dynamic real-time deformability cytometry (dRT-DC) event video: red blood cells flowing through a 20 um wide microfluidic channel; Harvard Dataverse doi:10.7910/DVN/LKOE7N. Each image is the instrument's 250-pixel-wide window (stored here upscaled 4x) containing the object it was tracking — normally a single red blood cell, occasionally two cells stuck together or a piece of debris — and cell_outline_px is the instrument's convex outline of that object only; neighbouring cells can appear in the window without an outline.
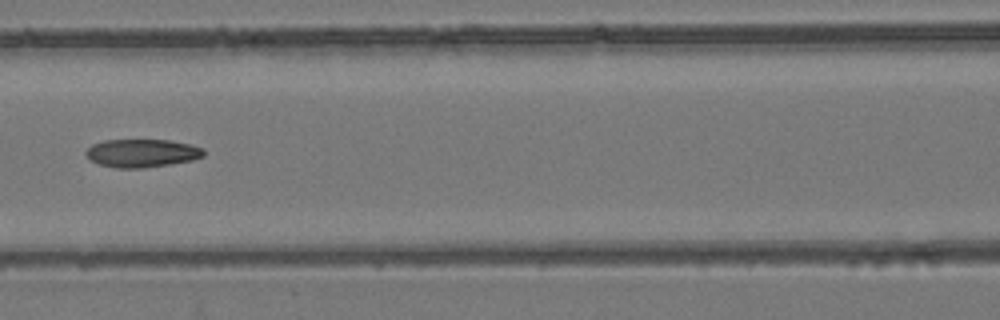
{"species": "common noctule bat (a hibernating species)", "species_latin": "Nyctalus noctula", "temperature_condition": "room temperature", "stored_images_in_passage": 7, "camera_frame_rate_fps": 3000, "um_per_image_px": 0.085, "animal": {"sex": "female", "body_mass_g": 24.6, "forearm_length_mm": 56.2}, "frame": {"image": 1, "passage_image": 7, "time_ms": 2.0, "image_size_px": [1000, 320], "cell_outline_px": [[204, 156], [192, 160], [144, 168], [116, 168], [100, 164], [92, 160], [84, 152], [92, 144], [104, 140], [168, 140], [188, 144], [204, 148]], "centroid_in_image_um": [12.06, 13.01], "position_along_channel_um": 154.5, "area_um2": 19.13}}